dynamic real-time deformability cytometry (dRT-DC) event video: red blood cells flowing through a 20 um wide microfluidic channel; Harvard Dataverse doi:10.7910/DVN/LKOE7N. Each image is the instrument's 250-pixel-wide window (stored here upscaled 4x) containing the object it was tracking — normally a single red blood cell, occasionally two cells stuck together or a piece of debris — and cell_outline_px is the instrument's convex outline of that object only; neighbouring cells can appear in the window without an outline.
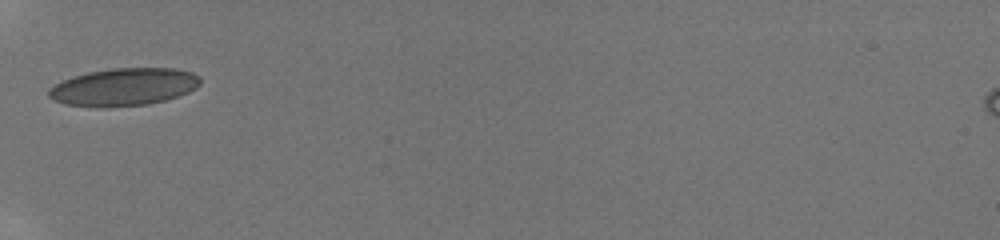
{"species": "human", "species_latin": "Homo sapiens", "temperature_condition": "room temperature", "stored_images_in_passage": 15, "camera_frame_rate_fps": 3000, "um_per_image_px": 0.085, "donor": {"sex": "male"}, "frame": {"image": 1, "passage_image": 1, "time_ms": 0.0, "image_size_px": [1000, 240], "cell_outline_px": [[200, 84], [196, 88], [188, 92], [164, 100], [144, 104], [64, 104], [52, 100], [48, 96], [48, 88], [72, 76], [88, 72], [112, 68], [176, 68], [192, 72], [200, 76]], "centroid_in_image_um": [10.56, 7.33], "position_along_channel_um": 74.4, "area_um2": 32.14}}
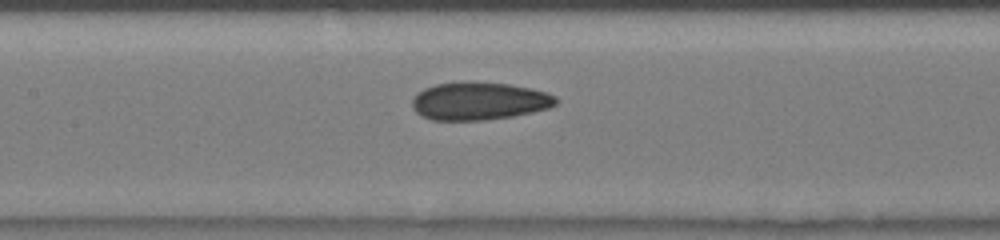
{"frame": {"image": 2, "passage_image": 7, "time_ms": 2.333, "image_size_px": [1000, 240], "cell_outline_px": [[556, 104], [548, 108], [532, 112], [512, 116], [484, 120], [432, 120], [420, 116], [412, 108], [412, 100], [416, 92], [424, 88], [436, 84], [508, 84], [532, 88], [548, 92], [556, 96]], "centroid_in_image_um": [40.71, 8.62], "position_along_channel_um": 166.7, "area_um2": 31.1}}
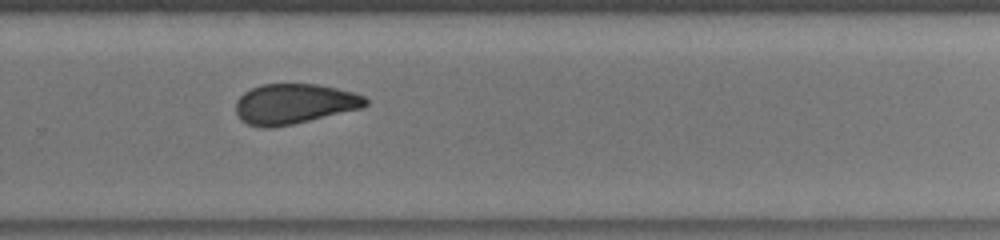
{"frame": {"image": 3, "passage_image": 14, "time_ms": 5.667, "image_size_px": [1000, 240], "cell_outline_px": [[368, 104], [360, 108], [292, 124], [272, 128], [264, 128], [248, 124], [240, 120], [236, 112], [236, 100], [244, 92], [252, 88], [264, 84], [320, 84], [352, 92], [364, 96], [368, 100]], "centroid_in_image_um": [24.97, 8.82], "position_along_channel_um": 304.8, "area_um2": 30.17}}